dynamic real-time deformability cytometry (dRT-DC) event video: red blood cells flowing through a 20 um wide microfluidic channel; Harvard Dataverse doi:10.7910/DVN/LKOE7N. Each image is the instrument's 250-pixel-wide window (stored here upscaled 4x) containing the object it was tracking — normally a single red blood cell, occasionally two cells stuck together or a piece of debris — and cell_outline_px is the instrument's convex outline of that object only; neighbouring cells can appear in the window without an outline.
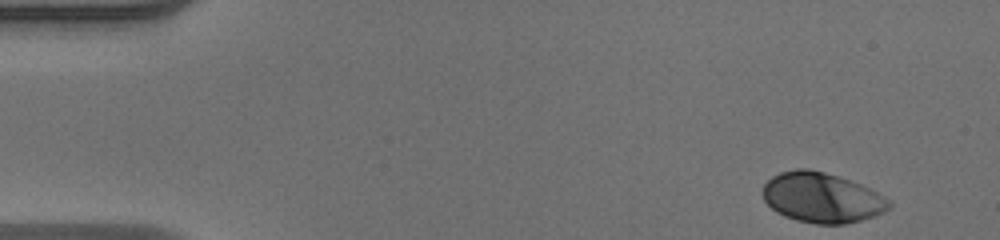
{"species": "human", "species_latin": "Homo sapiens", "temperature_condition": "warm", "stored_images_in_passage": 47, "camera_frame_rate_fps": 3000, "um_per_image_px": 0.085, "donor": {"sex": "male"}, "frame": {"image": 1, "passage_image": 1, "time_ms": 0.0, "image_size_px": [1000, 240], "cell_outline_px": [[892, 204], [884, 212], [860, 220], [844, 224], [816, 224], [796, 220], [784, 216], [776, 212], [764, 200], [760, 192], [764, 184], [772, 176], [780, 172], [796, 168], [808, 168], [824, 172], [860, 184], [884, 196]], "centroid_in_image_um": [69.8, 16.8], "position_along_channel_um": 15.2, "area_um2": 36.76}}
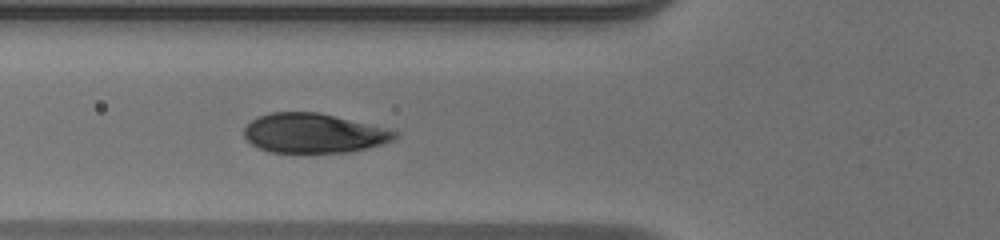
{"frame": {"image": 2, "passage_image": 16, "time_ms": 5.0, "image_size_px": [1000, 240], "cell_outline_px": [[400, 136], [384, 144], [352, 152], [268, 152], [252, 144], [244, 136], [244, 128], [256, 116], [272, 112], [320, 112], [400, 132]], "centroid_in_image_um": [26.68, 11.32], "position_along_channel_um": 99.1, "area_um2": 34.74}}
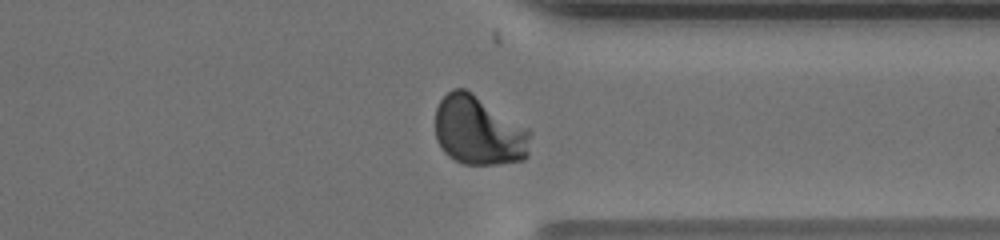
{"frame": {"image": 3, "passage_image": 36, "time_ms": 11.667, "image_size_px": [1000, 240], "cell_outline_px": [[532, 132], [528, 156], [524, 160], [496, 164], [464, 164], [448, 156], [444, 152], [436, 140], [436, 108], [440, 100], [452, 88], [464, 88], [472, 92], [528, 128]], "centroid_in_image_um": [40.7, 11.11], "position_along_channel_um": 370.7, "area_um2": 38.55}, "authors_computed_cell_mechanics": {"area_um2": 36.2406, "velocity_mm_per_s": 4.0918, "shape_relaxation_time_tau1_ms": 1.9258, "shape_relaxation_time_tau2_ms": null, "deformation_change_tau1": 0.149, "deformation_change_tau2": null}}